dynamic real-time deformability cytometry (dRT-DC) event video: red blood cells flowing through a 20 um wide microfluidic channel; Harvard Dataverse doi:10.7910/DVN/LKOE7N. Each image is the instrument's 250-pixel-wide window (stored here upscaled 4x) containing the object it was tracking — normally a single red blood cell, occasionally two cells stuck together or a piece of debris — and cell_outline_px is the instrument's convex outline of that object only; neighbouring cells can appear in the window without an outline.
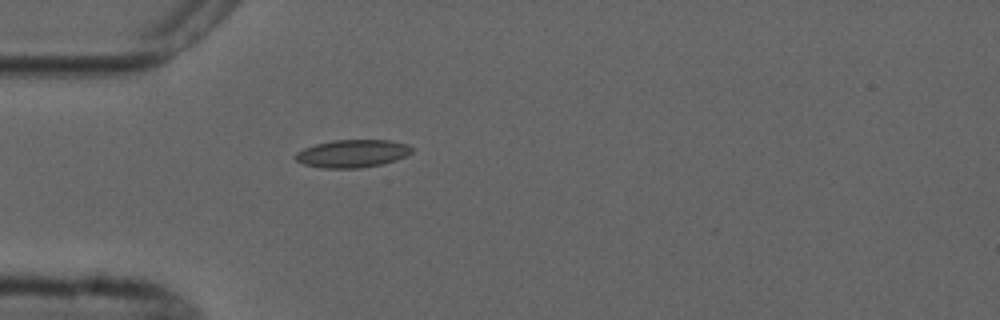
{"species": "common noctule bat (a hibernating species)", "species_latin": "Nyctalus noctula", "temperature_condition": "cold", "stored_images_in_passage": 1, "camera_frame_rate_fps": 3000, "um_per_image_px": 0.085, "animal": {"sex": "male", "forearm_length_mm": 52.5}, "frame": {"image": 1, "passage_image": 1, "time_ms": 0.0, "image_size_px": [1000, 320], "cell_outline_px": [[412, 152], [408, 156], [396, 160], [380, 164], [360, 168], [320, 168], [304, 164], [296, 160], [292, 156], [296, 152], [304, 148], [316, 144], [332, 140], [388, 140], [408, 144], [412, 148]], "centroid_in_image_um": [29.94, 13.05], "position_along_channel_um": 55.1, "area_um2": 18.96}}